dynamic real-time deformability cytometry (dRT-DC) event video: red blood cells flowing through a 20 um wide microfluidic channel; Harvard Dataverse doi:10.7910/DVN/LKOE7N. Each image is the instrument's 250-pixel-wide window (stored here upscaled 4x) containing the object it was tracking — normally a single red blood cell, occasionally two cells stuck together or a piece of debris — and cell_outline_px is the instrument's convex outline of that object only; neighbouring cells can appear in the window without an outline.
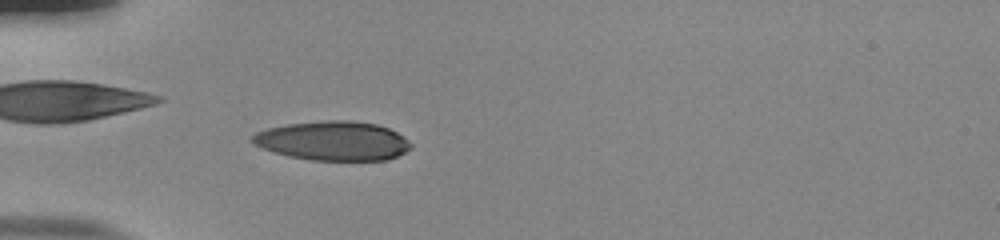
{"species": "human", "species_latin": "Homo sapiens", "temperature_condition": "room temperature", "stored_images_in_passage": 47, "camera_frame_rate_fps": 3000, "um_per_image_px": 0.085, "donor": {"sex": "male"}, "frame": {"image": 1, "passage_image": 17, "time_ms": 5.333, "image_size_px": [1000, 240], "cell_outline_px": [[412, 148], [388, 160], [312, 160], [288, 156], [252, 144], [248, 140], [256, 132], [268, 128], [288, 124], [324, 120], [352, 120], [376, 124], [388, 128], [404, 136], [412, 144]], "centroid_in_image_um": [28.31, 11.96], "position_along_channel_um": 56.7, "area_um2": 36.3}}
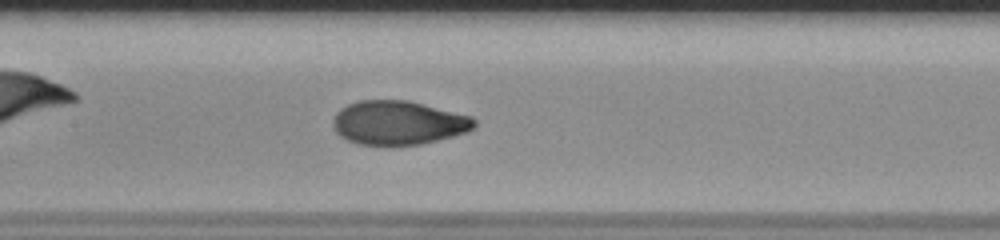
{"frame": {"image": 2, "passage_image": 27, "time_ms": 8.667, "image_size_px": [1000, 240], "cell_outline_px": [[476, 128], [468, 132], [420, 144], [392, 148], [388, 148], [356, 144], [340, 136], [336, 132], [332, 124], [332, 120], [336, 112], [340, 108], [348, 104], [360, 100], [408, 100], [472, 116], [476, 120]], "centroid_in_image_um": [33.84, 10.47], "position_along_channel_um": 173.6, "area_um2": 37.17}}
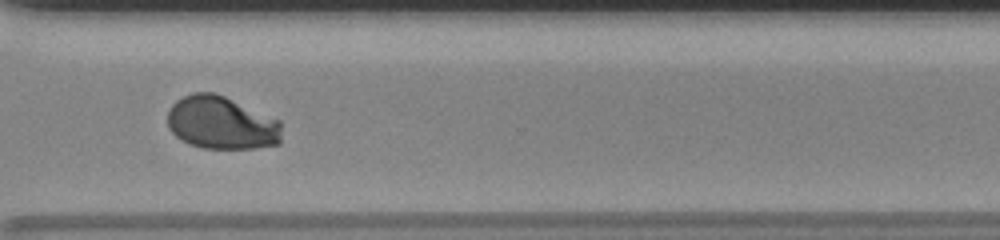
{"frame": {"image": 3, "passage_image": 41, "time_ms": 13.333, "image_size_px": [1000, 240], "cell_outline_px": [[280, 144], [252, 148], [204, 148], [192, 144], [176, 136], [168, 128], [168, 108], [176, 100], [192, 92], [216, 92], [280, 120]], "centroid_in_image_um": [18.81, 10.42], "position_along_channel_um": 351.8, "area_um2": 35.26}, "authors_computed_cell_mechanics": {"area_um2": 35.7782, "velocity_mm_per_s": 3.8254, "shape_relaxation_time_tau1_ms": 4.1571, "shape_relaxation_time_tau2_ms": null, "deformation_change_tau1": 0.2234, "deformation_change_tau2": null}}